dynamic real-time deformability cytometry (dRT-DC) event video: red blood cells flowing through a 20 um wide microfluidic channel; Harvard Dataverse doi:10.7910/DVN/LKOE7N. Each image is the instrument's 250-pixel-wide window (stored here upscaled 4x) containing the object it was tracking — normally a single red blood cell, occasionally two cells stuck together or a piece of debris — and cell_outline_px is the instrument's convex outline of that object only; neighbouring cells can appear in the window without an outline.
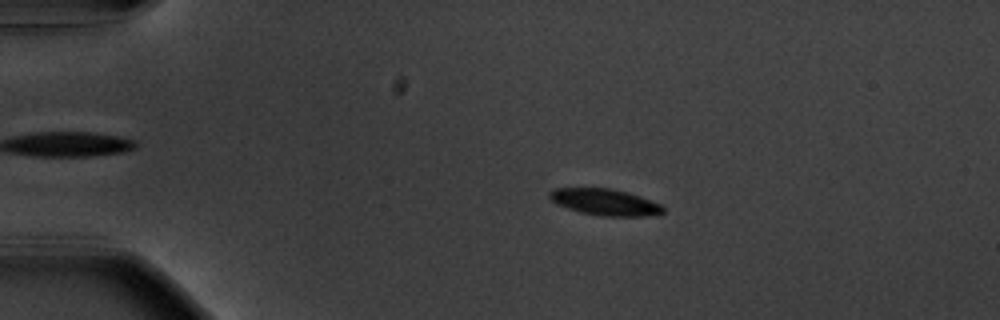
{"species": "common noctule bat (a hibernating species)", "species_latin": "Nyctalus noctula", "temperature_condition": "warm", "stored_images_in_passage": 51, "camera_frame_rate_fps": 3000, "um_per_image_px": 0.085, "animal": {"sex": "male", "body_mass_g": 20.1, "forearm_length_mm": 53.5}, "frame": {"image": 1, "passage_image": 7, "time_ms": 2.0, "image_size_px": [1000, 320], "cell_outline_px": [[664, 212], [644, 216], [604, 216], [580, 212], [556, 204], [548, 196], [548, 192], [552, 188], [612, 188], [628, 192], [640, 196], [660, 204], [664, 208]], "centroid_in_image_um": [51.38, 17.16], "position_along_channel_um": 33.6, "area_um2": 17.46}}
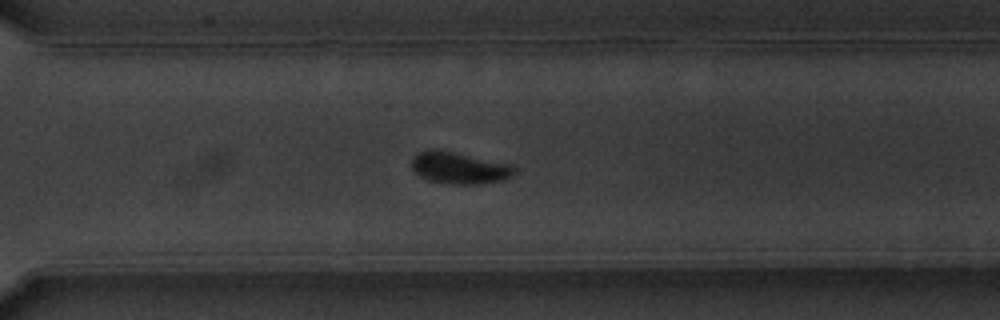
{"frame": {"image": 2, "passage_image": 36, "time_ms": 11.667, "image_size_px": [1000, 320], "cell_outline_px": [[512, 176], [504, 180], [476, 184], [448, 184], [428, 180], [420, 176], [412, 168], [412, 156], [420, 152], [432, 148], [436, 148], [512, 164]], "centroid_in_image_um": [38.99, 14.26], "position_along_channel_um": 331.6, "area_um2": 19.02}}
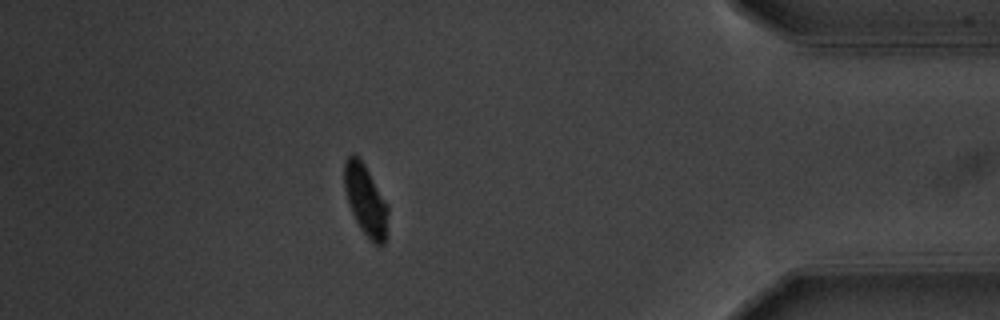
{"frame": {"image": 3, "passage_image": 45, "time_ms": 14.667, "image_size_px": [1000, 320], "cell_outline_px": [[388, 236], [384, 244], [372, 244], [360, 228], [352, 212], [344, 188], [344, 160], [352, 152], [360, 156], [388, 204]], "centroid_in_image_um": [31.1, 17.0], "position_along_channel_um": 404.1, "area_um2": 18.5}, "authors_computed_cell_mechanics": {"area_um2": 18.4382, "velocity_mm_per_s": 3.6514, "shape_relaxation_time_tau1_ms": 2.1257, "shape_relaxation_time_tau2_ms": 4.3705, "deformation_change_tau1": 0.1171, "deformation_change_tau2": 0.0678}}